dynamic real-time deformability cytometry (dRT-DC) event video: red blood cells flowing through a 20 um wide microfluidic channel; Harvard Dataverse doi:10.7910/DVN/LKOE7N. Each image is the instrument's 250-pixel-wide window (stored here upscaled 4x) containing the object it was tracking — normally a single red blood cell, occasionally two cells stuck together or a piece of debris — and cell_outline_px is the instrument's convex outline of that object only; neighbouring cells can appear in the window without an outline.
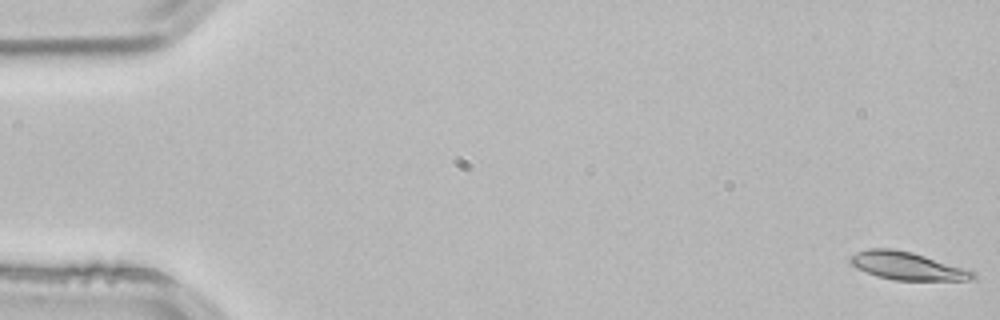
{"species": "common noctule bat (a hibernating species)", "species_latin": "Nyctalus noctula", "temperature_condition": "room temperature", "stored_images_in_passage": 4, "camera_frame_rate_fps": 3000, "um_per_image_px": 0.085, "animal": {"sex": "male", "body_mass_g": 21.5, "forearm_length_mm": 52.0}, "frame": {"image": 1, "passage_image": 1, "time_ms": 0.0, "image_size_px": [1000, 320], "cell_outline_px": [[976, 276], [972, 280], [892, 280], [876, 276], [856, 268], [848, 260], [856, 252], [868, 248], [892, 248], [912, 252], [972, 268], [976, 272]], "centroid_in_image_um": [77.2, 22.6], "position_along_channel_um": 7.8, "area_um2": 20.46}}